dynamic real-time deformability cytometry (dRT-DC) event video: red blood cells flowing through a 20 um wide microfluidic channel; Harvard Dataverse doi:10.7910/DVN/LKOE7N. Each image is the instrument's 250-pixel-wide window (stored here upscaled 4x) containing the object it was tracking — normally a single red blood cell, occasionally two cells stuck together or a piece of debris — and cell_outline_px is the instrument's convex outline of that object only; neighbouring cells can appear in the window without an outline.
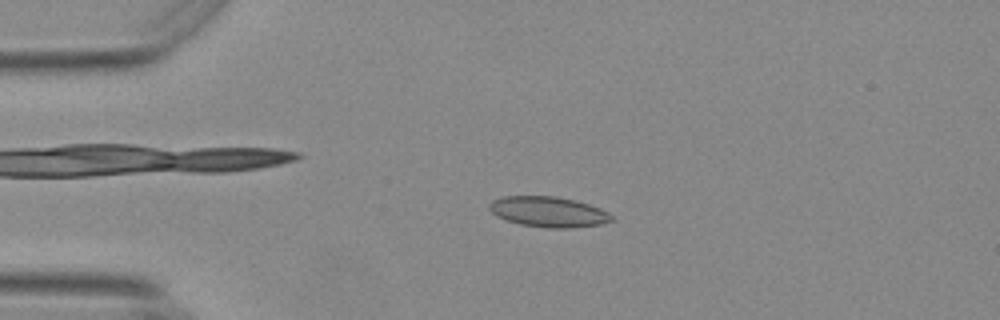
{"species": "Egyptian fruit bat (a non-hibernating species)", "species_latin": "Rousettus aegyptiacus", "temperature_condition": "warm", "stored_images_in_passage": 49, "camera_frame_rate_fps": 3000, "um_per_image_px": 0.085, "animal": {"sex": "female"}, "frame": {"image": 1, "passage_image": 7, "time_ms": 2.0, "image_size_px": [1000, 320], "cell_outline_px": [[612, 220], [600, 224], [572, 228], [544, 228], [520, 224], [496, 216], [488, 208], [488, 204], [492, 200], [504, 196], [556, 196], [588, 204], [600, 208], [612, 216]], "centroid_in_image_um": [46.57, 18.01], "position_along_channel_um": 38.4, "area_um2": 21.56}}
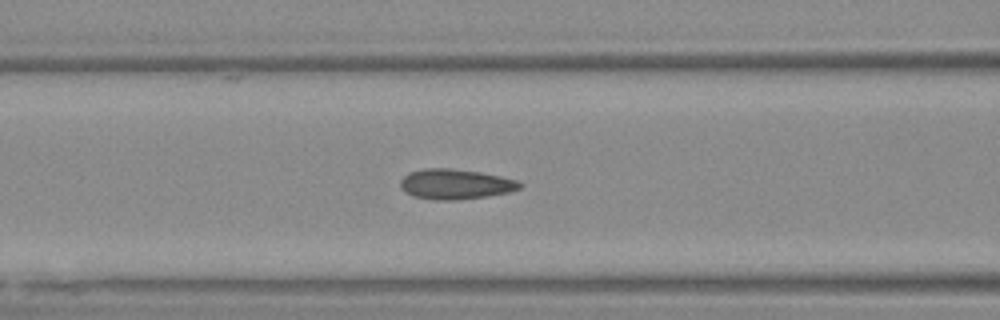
{"frame": {"image": 2, "passage_image": 17, "time_ms": 5.333, "image_size_px": [1000, 320], "cell_outline_px": [[524, 184], [520, 188], [508, 192], [488, 196], [456, 200], [432, 200], [412, 196], [404, 192], [400, 188], [400, 180], [408, 172], [424, 168], [452, 168], [480, 172], [500, 176], [516, 180]], "centroid_in_image_um": [38.66, 15.65], "position_along_channel_um": 127.9, "area_um2": 21.21}}
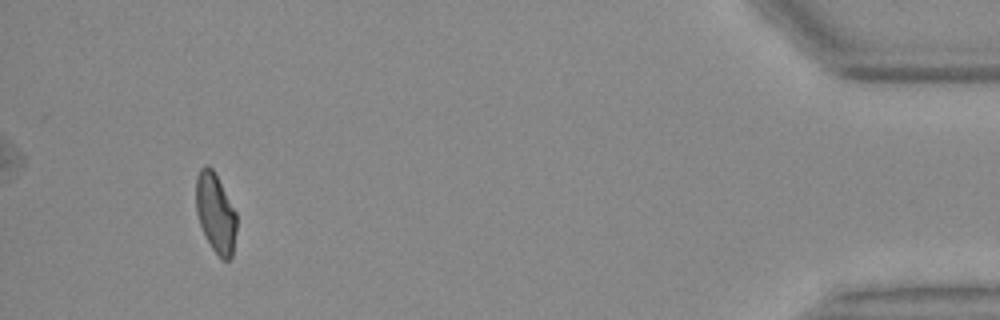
{"frame": {"image": 3, "passage_image": 46, "time_ms": 15.0, "image_size_px": [1000, 320], "cell_outline_px": [[236, 232], [232, 256], [228, 260], [224, 260], [212, 248], [200, 224], [196, 212], [196, 176], [200, 168], [204, 164], [212, 168], [236, 212]], "centroid_in_image_um": [18.31, 18.08], "position_along_channel_um": 416.9, "area_um2": 18.5}, "authors_computed_cell_mechanics": {"area_um2": 19.941, "velocity_mm_per_s": 3.7164, "shape_relaxation_time_tau1_ms": 9.4751, "shape_relaxation_time_tau2_ms": 0.9825, "deformation_change_tau1": 0.206, "deformation_change_tau2": 0.0656}}